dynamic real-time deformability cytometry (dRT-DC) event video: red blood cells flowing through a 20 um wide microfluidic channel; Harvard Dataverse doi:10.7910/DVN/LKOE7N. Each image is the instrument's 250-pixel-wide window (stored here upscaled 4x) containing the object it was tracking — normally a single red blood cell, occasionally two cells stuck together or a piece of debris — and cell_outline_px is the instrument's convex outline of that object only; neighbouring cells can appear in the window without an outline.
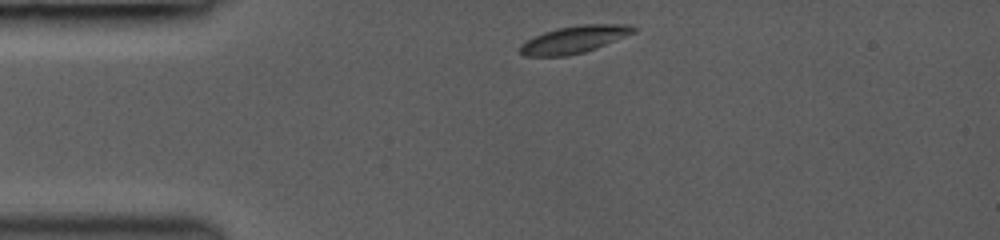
{"species": "common noctule bat (a hibernating species)", "species_latin": "Nyctalus noctula", "temperature_condition": "room temperature", "stored_images_in_passage": 4, "camera_frame_rate_fps": 3000, "um_per_image_px": 0.085, "animal": {"sex": "female", "body_mass_g": 19.0, "forearm_length_mm": 53.3}, "frame": {"image": 1, "passage_image": 1, "time_ms": 0.0, "image_size_px": [1000, 240], "cell_outline_px": [[636, 32], [596, 48], [584, 52], [568, 56], [524, 56], [520, 52], [520, 44], [524, 40], [544, 32], [560, 28], [580, 24], [632, 24], [636, 28]], "centroid_in_image_um": [48.81, 3.35], "position_along_channel_um": 36.2, "area_um2": 18.09}}